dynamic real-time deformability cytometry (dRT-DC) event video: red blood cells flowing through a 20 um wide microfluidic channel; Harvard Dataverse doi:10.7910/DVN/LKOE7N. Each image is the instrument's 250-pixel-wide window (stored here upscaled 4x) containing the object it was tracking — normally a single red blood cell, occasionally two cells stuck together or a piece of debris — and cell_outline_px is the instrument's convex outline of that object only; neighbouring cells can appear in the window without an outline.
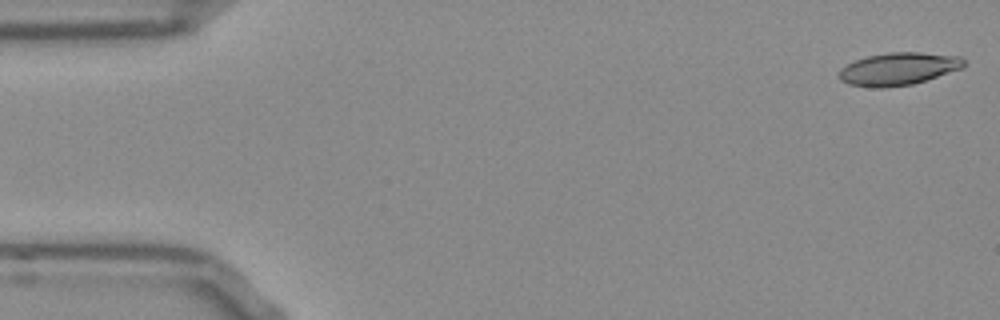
{"species": "Egyptian fruit bat (a non-hibernating species)", "species_latin": "Rousettus aegyptiacus", "temperature_condition": "room temperature", "stored_images_in_passage": 11, "camera_frame_rate_fps": 3000, "um_per_image_px": 0.085, "frame": {"image": 1, "passage_image": 1, "time_ms": 0.0, "image_size_px": [1000, 320], "cell_outline_px": [[968, 64], [964, 68], [912, 84], [884, 88], [876, 88], [848, 84], [840, 80], [840, 68], [856, 60], [868, 56], [888, 52], [920, 52], [960, 56]], "centroid_in_image_um": [76.41, 5.85], "position_along_channel_um": 8.6, "area_um2": 23.76}}